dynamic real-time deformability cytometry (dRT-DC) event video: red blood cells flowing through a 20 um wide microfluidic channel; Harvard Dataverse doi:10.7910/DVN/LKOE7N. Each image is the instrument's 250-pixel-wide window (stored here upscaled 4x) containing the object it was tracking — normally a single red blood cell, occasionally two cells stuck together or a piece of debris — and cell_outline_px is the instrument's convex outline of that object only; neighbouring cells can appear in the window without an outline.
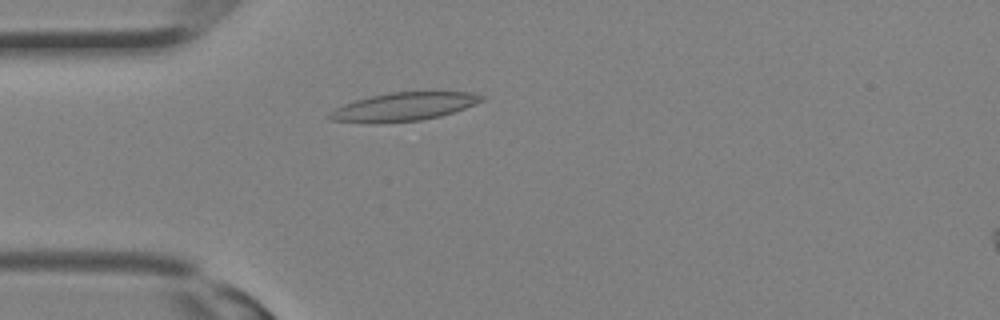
{"species": "Egyptian fruit bat (a non-hibernating species)", "species_latin": "Rousettus aegyptiacus", "temperature_condition": "room temperature", "stored_images_in_passage": 26, "camera_frame_rate_fps": 3000, "um_per_image_px": 0.085, "animal": {"sex": "female"}, "frame": {"image": 1, "passage_image": 3, "time_ms": 0.667, "image_size_px": [1000, 320], "cell_outline_px": [[484, 100], [464, 108], [440, 116], [420, 120], [376, 124], [372, 124], [332, 120], [328, 116], [328, 112], [344, 104], [356, 100], [372, 96], [392, 92], [432, 88], [472, 92], [484, 96]], "centroid_in_image_um": [34.39, 9.02], "position_along_channel_um": 50.6, "area_um2": 26.13}}
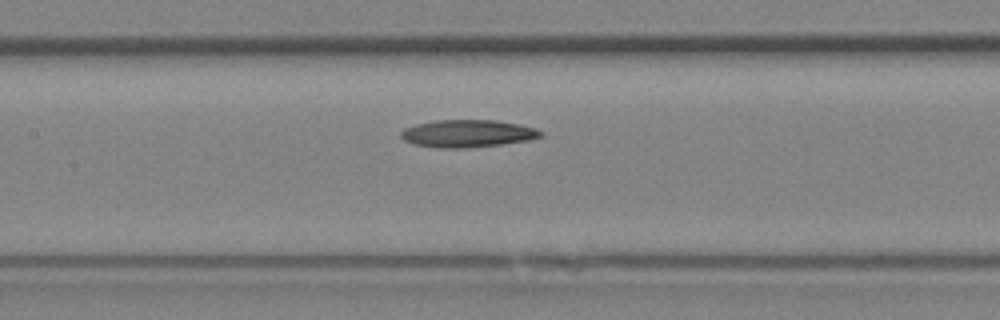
{"frame": {"image": 2, "passage_image": 9, "time_ms": 2.667, "image_size_px": [1000, 320], "cell_outline_px": [[544, 136], [532, 140], [500, 144], [464, 148], [436, 148], [412, 144], [404, 140], [400, 136], [400, 132], [404, 128], [416, 124], [432, 120], [496, 120], [520, 124], [536, 128], [544, 132]], "centroid_in_image_um": [39.76, 11.35], "position_along_channel_um": 167.6, "area_um2": 22.72}}
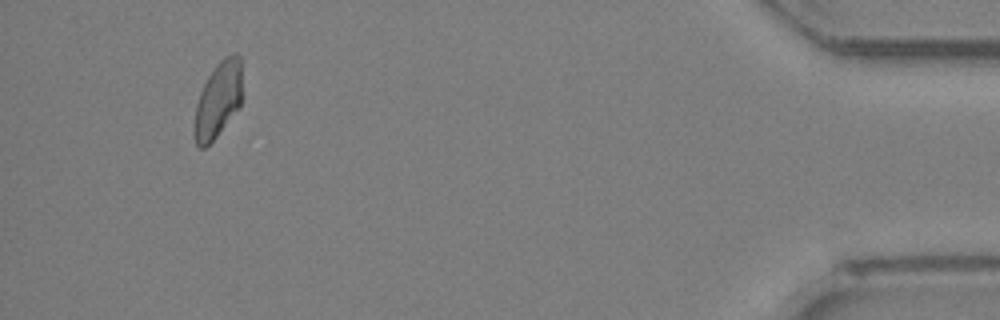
{"frame": {"image": 3, "passage_image": 24, "time_ms": 7.667, "image_size_px": [1000, 320], "cell_outline_px": [[244, 96], [240, 104], [216, 136], [204, 148], [200, 148], [196, 144], [196, 104], [200, 92], [208, 76], [216, 64], [224, 56], [232, 52], [236, 52], [240, 56]], "centroid_in_image_um": [18.6, 8.36], "position_along_channel_um": 416.6, "area_um2": 20.92}}